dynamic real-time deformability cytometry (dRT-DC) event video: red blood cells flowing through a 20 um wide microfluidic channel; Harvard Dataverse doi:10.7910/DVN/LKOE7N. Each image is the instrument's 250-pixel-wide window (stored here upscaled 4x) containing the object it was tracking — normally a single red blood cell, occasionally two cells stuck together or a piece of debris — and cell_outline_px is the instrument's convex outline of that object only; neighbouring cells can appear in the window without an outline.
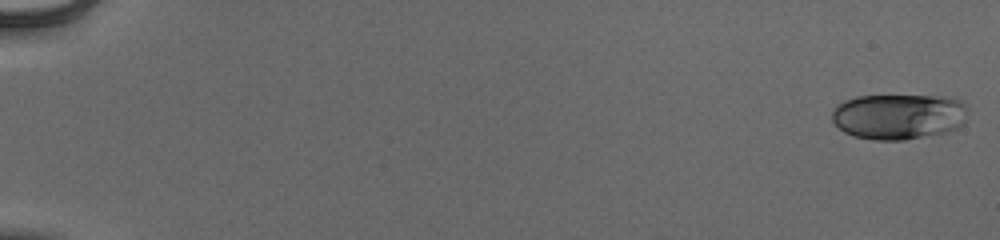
{"species": "human", "species_latin": "Homo sapiens", "temperature_condition": "cold", "stored_images_in_passage": 18, "camera_frame_rate_fps": 3000, "um_per_image_px": 0.085, "donor": {"sex": "male"}, "frame": {"image": 1, "passage_image": 1, "time_ms": 0.0, "image_size_px": [1000, 240], "cell_outline_px": [[968, 108], [964, 124], [956, 128], [944, 132], [904, 140], [872, 140], [852, 136], [844, 132], [832, 120], [832, 112], [836, 104], [844, 100], [856, 96], [948, 96], [960, 100], [968, 104]], "centroid_in_image_um": [76.39, 9.89], "position_along_channel_um": 8.6, "area_um2": 36.47}}
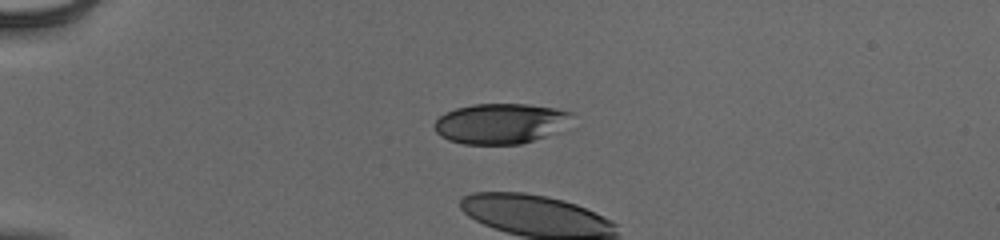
{"frame": {"image": 2, "passage_image": 15, "time_ms": 4.667, "image_size_px": [1000, 240], "cell_outline_px": [[572, 116], [556, 132], [520, 144], [464, 144], [448, 140], [440, 136], [436, 132], [436, 120], [440, 116], [456, 108], [472, 104], [528, 104], [556, 108], [572, 112]], "centroid_in_image_um": [42.52, 10.49], "position_along_channel_um": 42.5, "area_um2": 31.91}}